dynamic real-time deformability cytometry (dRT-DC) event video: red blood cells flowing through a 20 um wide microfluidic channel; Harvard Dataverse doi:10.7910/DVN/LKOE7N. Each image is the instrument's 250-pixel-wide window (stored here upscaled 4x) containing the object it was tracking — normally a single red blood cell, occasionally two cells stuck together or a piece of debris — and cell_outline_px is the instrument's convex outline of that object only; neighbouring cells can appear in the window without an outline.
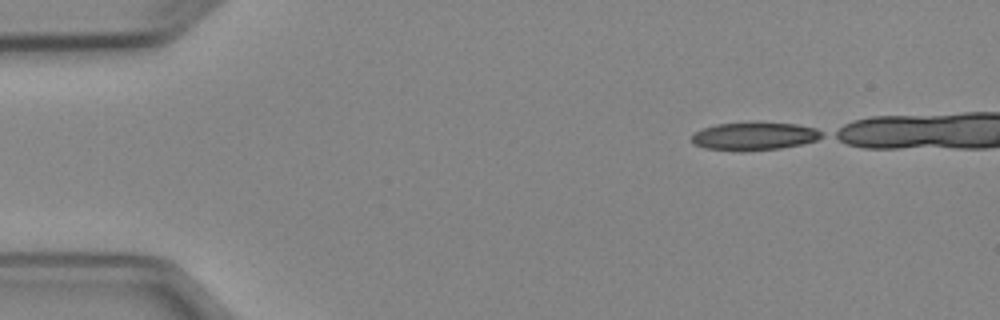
{"species": "Egyptian fruit bat (a non-hibernating species)", "species_latin": "Rousettus aegyptiacus", "temperature_condition": "cold", "stored_images_in_passage": 6, "camera_frame_rate_fps": 3000, "um_per_image_px": 0.085, "animal": {"sex": "female"}, "frame": {"image": 1, "passage_image": 1, "time_ms": 0.0, "image_size_px": [1000, 320], "cell_outline_px": [[824, 136], [816, 140], [800, 144], [780, 148], [744, 152], [740, 152], [704, 148], [692, 144], [692, 136], [696, 132], [704, 128], [716, 124], [752, 120], [756, 120], [796, 124], [816, 128], [824, 132]], "centroid_in_image_um": [64.12, 11.55], "position_along_channel_um": 20.9, "area_um2": 22.08}}